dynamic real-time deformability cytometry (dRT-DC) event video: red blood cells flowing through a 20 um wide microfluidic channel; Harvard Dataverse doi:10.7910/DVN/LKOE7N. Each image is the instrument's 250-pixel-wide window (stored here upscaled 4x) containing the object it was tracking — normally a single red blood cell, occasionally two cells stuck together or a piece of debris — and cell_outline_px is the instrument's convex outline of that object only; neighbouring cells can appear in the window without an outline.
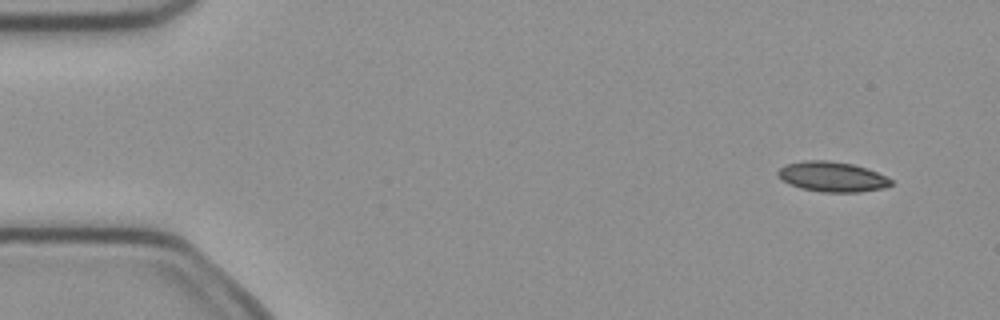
{"species": "common noctule bat (a hibernating species)", "species_latin": "Nyctalus noctula", "temperature_condition": "cold", "stored_images_in_passage": 4, "camera_frame_rate_fps": 3000, "um_per_image_px": 0.085, "animal": {"sex": "female", "body_mass_g": 21.9}, "frame": {"image": 1, "passage_image": 1, "time_ms": 0.0, "image_size_px": [1000, 320], "cell_outline_px": [[892, 184], [884, 188], [860, 192], [824, 192], [800, 188], [784, 180], [776, 172], [784, 164], [804, 160], [828, 160], [852, 164], [876, 172], [892, 180]], "centroid_in_image_um": [70.73, 15.02], "position_along_channel_um": 14.3, "area_um2": 19.59}}
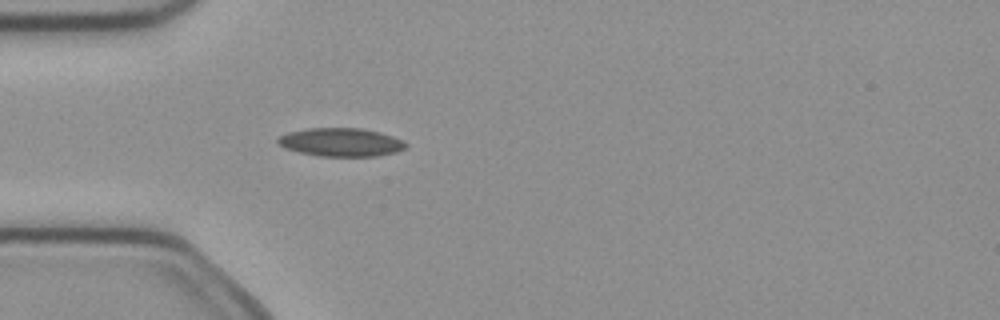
{"frame": {"image": 2, "passage_image": 4, "time_ms": 1.0, "image_size_px": [1000, 320], "cell_outline_px": [[408, 144], [404, 148], [396, 152], [376, 156], [320, 156], [300, 152], [284, 148], [276, 140], [280, 136], [288, 132], [308, 128], [360, 128], [380, 132], [392, 136]], "centroid_in_image_um": [28.97, 12.08], "position_along_channel_um": 56.0, "area_um2": 20.98}}